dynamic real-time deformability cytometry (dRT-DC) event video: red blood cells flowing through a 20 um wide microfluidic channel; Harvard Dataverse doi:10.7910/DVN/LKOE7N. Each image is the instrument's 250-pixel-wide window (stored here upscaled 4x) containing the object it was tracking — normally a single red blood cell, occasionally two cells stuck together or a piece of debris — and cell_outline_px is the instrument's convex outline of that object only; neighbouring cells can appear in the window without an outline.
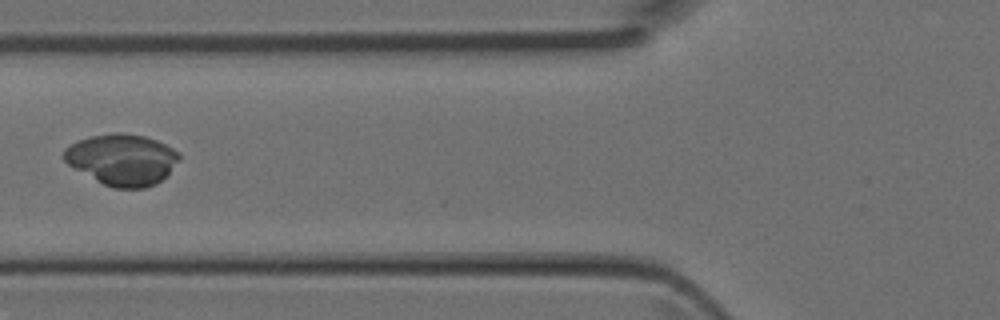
{"species": "Egyptian fruit bat (a non-hibernating species)", "species_latin": "Rousettus aegyptiacus", "temperature_condition": "room temperature", "stored_images_in_passage": 5, "camera_frame_rate_fps": 3000, "um_per_image_px": 0.085, "animal": {"sex": "female"}, "frame": {"image": 1, "passage_image": 5, "time_ms": 1.333, "image_size_px": [1000, 320], "cell_outline_px": [[180, 160], [156, 184], [144, 188], [112, 188], [96, 180], [68, 164], [64, 160], [64, 148], [80, 140], [92, 136], [112, 132], [120, 132], [144, 136], [156, 140], [180, 152]], "centroid_in_image_um": [10.39, 13.55], "position_along_channel_um": 115.4, "area_um2": 34.04}}